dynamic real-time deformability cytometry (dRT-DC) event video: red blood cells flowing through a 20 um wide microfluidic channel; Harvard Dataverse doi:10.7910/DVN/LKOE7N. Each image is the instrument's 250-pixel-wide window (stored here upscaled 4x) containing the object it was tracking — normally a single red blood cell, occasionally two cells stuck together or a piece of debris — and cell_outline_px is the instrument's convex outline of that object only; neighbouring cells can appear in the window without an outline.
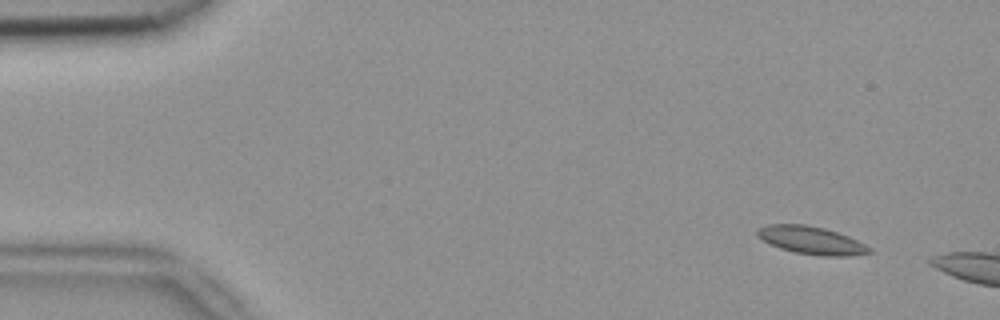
{"species": "common noctule bat (a hibernating species)", "species_latin": "Nyctalus noctula", "temperature_condition": "room temperature", "stored_images_in_passage": 2, "camera_frame_rate_fps": 3000, "um_per_image_px": 0.085, "animal": {"sex": "female", "body_mass_g": 18.4}, "frame": {"image": 1, "passage_image": 1, "time_ms": 0.0, "image_size_px": [1000, 320], "cell_outline_px": [[872, 252], [848, 256], [820, 256], [792, 252], [780, 248], [756, 236], [756, 228], [768, 224], [804, 224], [824, 228], [848, 236], [872, 248]], "centroid_in_image_um": [68.94, 20.42], "position_along_channel_um": 16.1, "area_um2": 18.15}}